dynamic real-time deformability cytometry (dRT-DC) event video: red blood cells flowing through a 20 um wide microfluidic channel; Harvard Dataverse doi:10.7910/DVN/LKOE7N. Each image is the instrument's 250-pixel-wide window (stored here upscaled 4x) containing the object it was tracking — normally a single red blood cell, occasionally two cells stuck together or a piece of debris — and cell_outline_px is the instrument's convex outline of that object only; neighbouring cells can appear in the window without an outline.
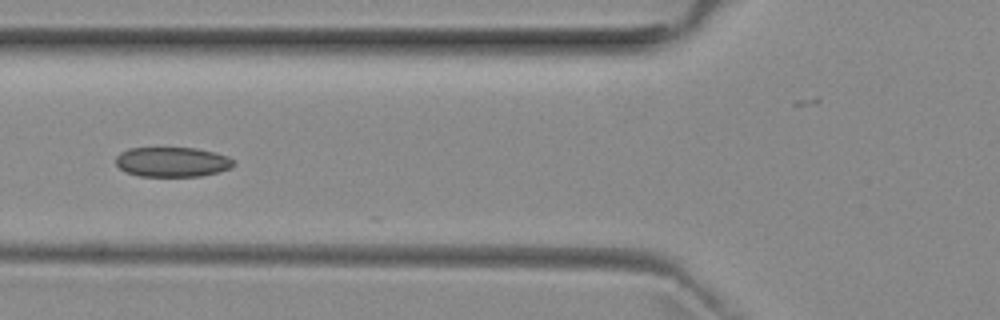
{"species": "common noctule bat (a hibernating species)", "species_latin": "Nyctalus noctula", "temperature_condition": "room temperature", "stored_images_in_passage": 11, "camera_frame_rate_fps": 3000, "um_per_image_px": 0.085, "animal": {"sex": "female", "body_mass_g": 29.2, "forearm_length_mm": 56.3}, "frame": {"image": 1, "passage_image": 6, "time_ms": 1.667, "image_size_px": [1000, 320], "cell_outline_px": [[236, 164], [220, 172], [200, 176], [140, 176], [128, 172], [120, 168], [116, 164], [116, 156], [120, 152], [128, 148], [196, 148], [216, 152], [228, 156]], "centroid_in_image_um": [14.65, 13.76], "position_along_channel_um": 111.1, "area_um2": 20.46}}
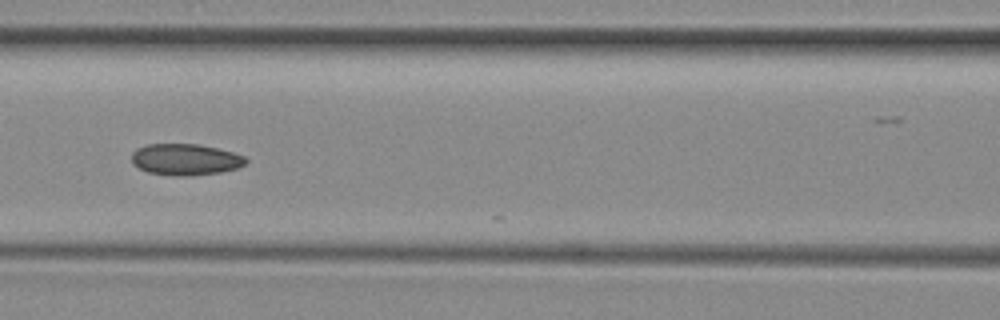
{"frame": {"image": 2, "passage_image": 9, "time_ms": 2.667, "image_size_px": [1000, 320], "cell_outline_px": [[248, 160], [244, 164], [236, 168], [220, 172], [192, 176], [176, 176], [148, 172], [132, 164], [132, 152], [136, 148], [148, 144], [200, 144], [232, 152], [244, 156]], "centroid_in_image_um": [15.74, 13.55], "position_along_channel_um": 150.9, "area_um2": 20.87}}